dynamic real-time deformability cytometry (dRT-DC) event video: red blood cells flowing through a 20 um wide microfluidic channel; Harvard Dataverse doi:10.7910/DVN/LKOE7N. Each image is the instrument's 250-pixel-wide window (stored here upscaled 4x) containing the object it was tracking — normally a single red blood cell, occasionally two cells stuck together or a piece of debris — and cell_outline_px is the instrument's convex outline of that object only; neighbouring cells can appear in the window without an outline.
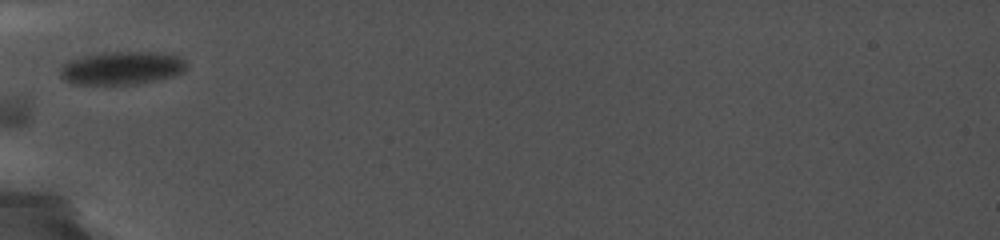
{"species": "common noctule bat (a hibernating species)", "species_latin": "Nyctalus noctula", "temperature_condition": "cold", "stored_images_in_passage": 35, "camera_frame_rate_fps": 5000, "um_per_image_px": 0.085, "animal": {"sex": "female", "body_mass_g": 19.0, "forearm_length_mm": 56.7}, "frame": {"image": 1, "passage_image": 1, "time_ms": 0.0, "image_size_px": [1000, 240], "cell_outline_px": [[184, 72], [172, 76], [136, 84], [72, 84], [60, 72], [60, 68], [64, 64], [72, 60], [84, 56], [104, 52], [160, 52], [176, 56], [184, 60]], "centroid_in_image_um": [10.36, 5.78], "position_along_channel_um": 74.6, "area_um2": 23.87}}